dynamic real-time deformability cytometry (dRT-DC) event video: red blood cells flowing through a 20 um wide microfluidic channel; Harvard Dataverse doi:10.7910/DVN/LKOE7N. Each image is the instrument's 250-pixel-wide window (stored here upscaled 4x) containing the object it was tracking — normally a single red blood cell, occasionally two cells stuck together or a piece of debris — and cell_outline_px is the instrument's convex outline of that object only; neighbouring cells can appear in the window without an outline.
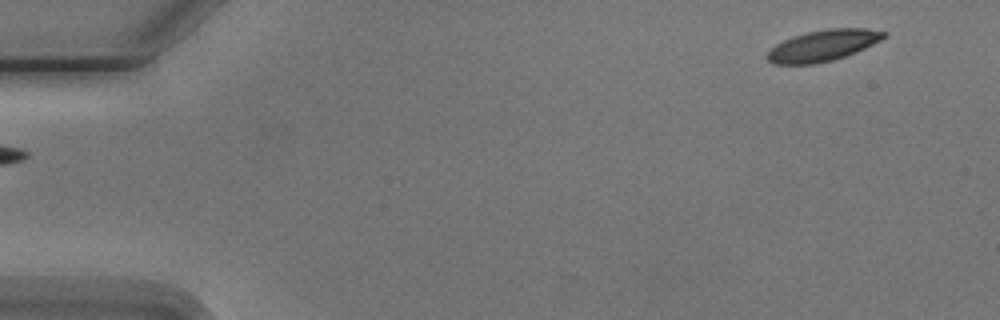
{"species": "Egyptian fruit bat (a non-hibernating species)", "species_latin": "Rousettus aegyptiacus", "temperature_condition": "cold", "stored_images_in_passage": 4, "segment_of_instrument_passage": [2, 2], "camera_frame_rate_fps": 3000, "um_per_image_px": 0.085, "animal": {"sex": "male"}, "frame": {"image": 1, "passage_image": 4, "time_ms": 3.667, "image_size_px": [1000, 320], "cell_outline_px": [[888, 36], [856, 52], [832, 60], [816, 64], [772, 64], [764, 56], [776, 44], [792, 36], [808, 32], [828, 28], [864, 28], [888, 32]], "centroid_in_image_um": [69.94, 3.87], "position_along_channel_um": 15.1, "area_um2": 21.15}}